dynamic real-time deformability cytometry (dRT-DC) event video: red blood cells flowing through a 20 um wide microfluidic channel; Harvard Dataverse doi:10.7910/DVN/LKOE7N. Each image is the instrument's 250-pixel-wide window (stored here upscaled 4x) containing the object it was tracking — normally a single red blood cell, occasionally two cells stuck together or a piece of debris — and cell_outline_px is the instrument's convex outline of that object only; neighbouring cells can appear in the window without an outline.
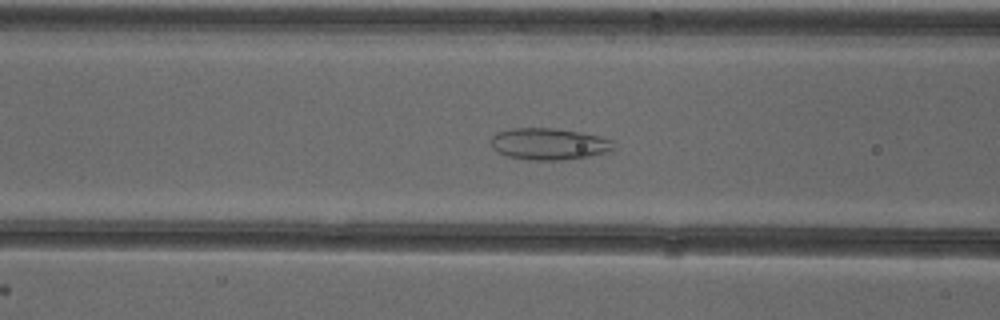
{"species": "common noctule bat (a hibernating species)", "species_latin": "Nyctalus noctula", "temperature_condition": "cold", "stored_images_in_passage": 44, "camera_frame_rate_fps": 3000, "um_per_image_px": 0.085, "animal": {"sex": "female"}, "frame": {"image": 1, "passage_image": 13, "time_ms": 4.0, "image_size_px": [1000, 320], "cell_outline_px": [[616, 148], [612, 152], [564, 160], [528, 160], [508, 156], [496, 152], [492, 148], [492, 136], [496, 132], [512, 128], [552, 128], [580, 132], [600, 136], [612, 140]], "centroid_in_image_um": [46.69, 12.24], "position_along_channel_um": 119.9, "area_um2": 22.89}}
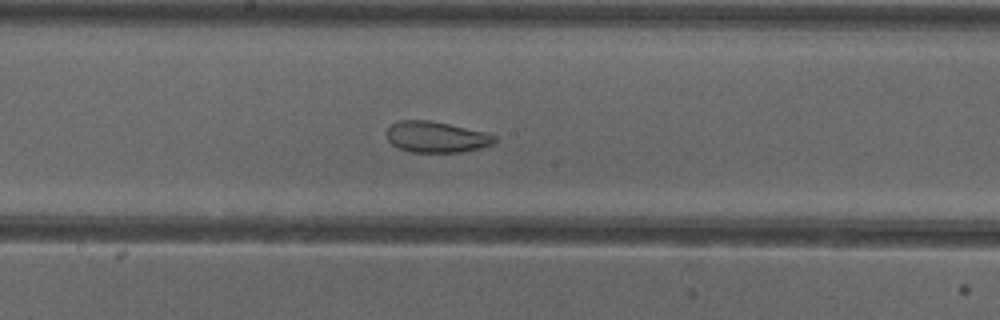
{"frame": {"image": 2, "passage_image": 20, "time_ms": 6.333, "image_size_px": [1000, 320], "cell_outline_px": [[496, 140], [492, 144], [480, 148], [460, 152], [412, 152], [400, 148], [392, 144], [388, 140], [388, 128], [392, 124], [400, 120], [428, 120], [448, 124], [484, 132], [496, 136]], "centroid_in_image_um": [37.08, 11.64], "position_along_channel_um": 211.1, "area_um2": 19.19}}
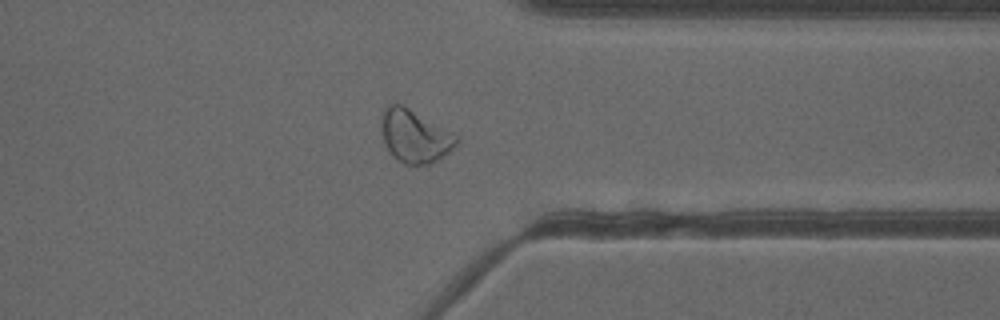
{"frame": {"image": 3, "passage_image": 33, "time_ms": 10.667, "image_size_px": [1000, 320], "cell_outline_px": [[460, 140], [448, 152], [436, 160], [428, 164], [404, 164], [396, 160], [388, 152], [380, 128], [380, 116], [384, 108], [388, 104], [404, 104], [460, 136]], "centroid_in_image_um": [35.22, 11.54], "position_along_channel_um": 376.2, "area_um2": 23.58}, "authors_computed_cell_mechanics": {"area_um2": 23.7269, "velocity_mm_per_s": 3.8925, "shape_relaxation_time_tau1_ms": null, "shape_relaxation_time_tau2_ms": 1.5452, "deformation_change_tau1": null, "deformation_change_tau2": 0.081}}